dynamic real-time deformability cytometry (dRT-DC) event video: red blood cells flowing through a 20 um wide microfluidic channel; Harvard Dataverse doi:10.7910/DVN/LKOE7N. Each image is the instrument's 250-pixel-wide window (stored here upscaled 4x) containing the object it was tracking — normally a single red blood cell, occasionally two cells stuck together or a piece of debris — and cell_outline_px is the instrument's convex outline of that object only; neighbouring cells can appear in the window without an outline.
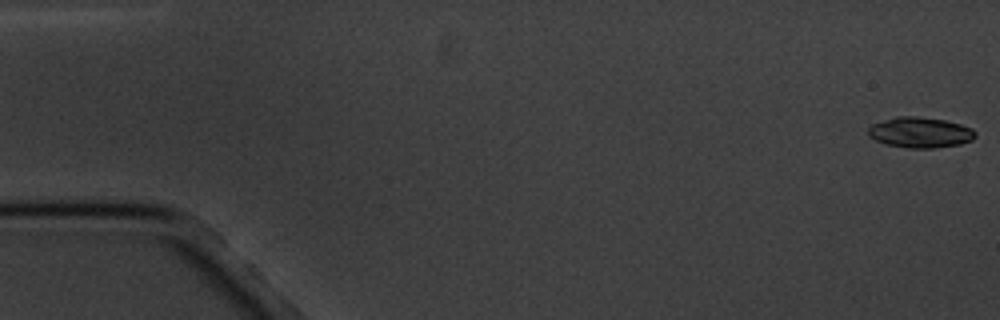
{"species": "common noctule bat (a hibernating species)", "species_latin": "Nyctalus noctula", "temperature_condition": "cold", "stored_images_in_passage": 5, "camera_frame_rate_fps": 3000, "um_per_image_px": 0.085, "animal": {"sex": "male", "body_mass_g": 20.1, "forearm_length_mm": 53.5}, "frame": {"image": 1, "passage_image": 1, "time_ms": 0.0, "image_size_px": [1000, 320], "cell_outline_px": [[976, 136], [972, 140], [960, 144], [936, 148], [908, 148], [884, 144], [868, 136], [868, 128], [872, 124], [896, 116], [916, 116], [944, 120], [960, 124], [972, 128], [976, 132]], "centroid_in_image_um": [78.21, 11.26], "position_along_channel_um": 6.8, "area_um2": 19.19}}
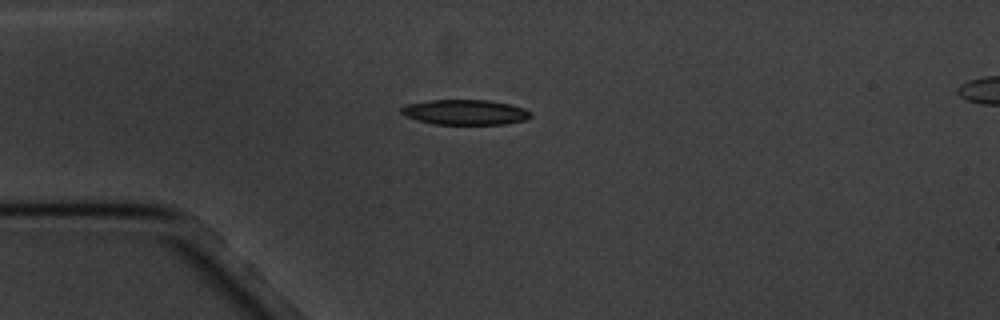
{"frame": {"image": 2, "passage_image": 4, "time_ms": 4.667, "image_size_px": [1000, 320], "cell_outline_px": [[532, 116], [524, 120], [508, 124], [432, 124], [404, 116], [400, 112], [400, 108], [408, 104], [432, 100], [488, 100], [508, 104], [524, 108], [532, 112]], "centroid_in_image_um": [39.54, 9.54], "position_along_channel_um": 45.5, "area_um2": 18.96}}